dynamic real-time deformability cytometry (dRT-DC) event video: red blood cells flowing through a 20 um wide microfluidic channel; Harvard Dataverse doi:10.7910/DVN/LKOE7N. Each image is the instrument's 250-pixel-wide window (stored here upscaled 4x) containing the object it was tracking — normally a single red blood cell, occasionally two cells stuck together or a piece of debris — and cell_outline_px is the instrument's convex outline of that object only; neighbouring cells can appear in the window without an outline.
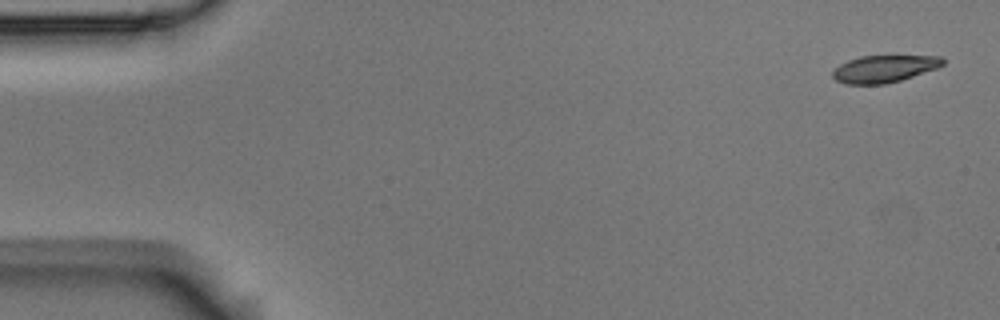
{"species": "Egyptian fruit bat (a non-hibernating species)", "species_latin": "Rousettus aegyptiacus", "temperature_condition": "room temperature", "stored_images_in_passage": 3, "camera_frame_rate_fps": 3000, "um_per_image_px": 0.085, "animal": {"sex": "male"}, "frame": {"image": 1, "passage_image": 1, "time_ms": 0.0, "image_size_px": [1000, 320], "cell_outline_px": [[944, 64], [936, 68], [900, 80], [884, 84], [844, 84], [836, 80], [832, 76], [832, 72], [840, 64], [848, 60], [860, 56], [940, 56], [944, 60]], "centroid_in_image_um": [75.12, 5.85], "position_along_channel_um": 9.9, "area_um2": 17.22}}